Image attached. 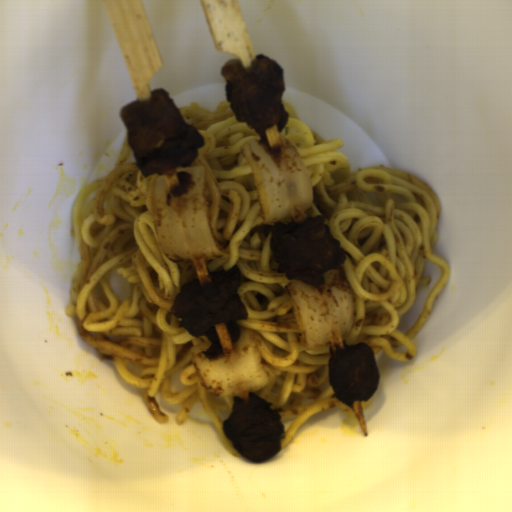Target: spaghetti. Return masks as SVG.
Here are the masks:
<instances>
[{
  "instance_id": "obj_1",
  "label": "spaghetti",
  "mask_w": 512,
  "mask_h": 512,
  "mask_svg": "<svg viewBox=\"0 0 512 512\" xmlns=\"http://www.w3.org/2000/svg\"><path fill=\"white\" fill-rule=\"evenodd\" d=\"M159 175L143 174L127 135L116 164L79 192L73 224L80 263L64 310L82 340L144 397L157 423L167 416L156 395L178 406L174 422L180 424L199 402L226 451L240 456L218 416L232 413L235 396L211 395L191 360L190 349L208 339L193 337L171 311L183 285L199 277L194 263L174 264L159 243Z\"/></svg>"
},
{
  "instance_id": "obj_2",
  "label": "spaghetti",
  "mask_w": 512,
  "mask_h": 512,
  "mask_svg": "<svg viewBox=\"0 0 512 512\" xmlns=\"http://www.w3.org/2000/svg\"><path fill=\"white\" fill-rule=\"evenodd\" d=\"M280 130L306 168L312 205L305 220L323 216L347 260L353 328L345 348L370 346L374 356L415 360L422 333L443 291L448 263L433 252L443 210L429 183L385 167L350 169L340 139L320 136L287 102Z\"/></svg>"
},
{
  "instance_id": "obj_3",
  "label": "spaghetti",
  "mask_w": 512,
  "mask_h": 512,
  "mask_svg": "<svg viewBox=\"0 0 512 512\" xmlns=\"http://www.w3.org/2000/svg\"><path fill=\"white\" fill-rule=\"evenodd\" d=\"M177 108L186 123L205 138L189 167H204L208 221L216 242L229 255L206 261L208 273L239 269V294L247 319L237 321V328L240 337L252 330L269 378L253 394L271 403L281 419L295 418L280 443L279 450L284 449L313 417L334 408L350 411L352 406L334 398L329 380L330 344L308 350L301 342L286 290L295 279L278 271L272 248L274 231L290 224L265 222L253 168L241 150L245 142L261 137L236 119L229 100L213 110L196 103Z\"/></svg>"
}]
</instances>
